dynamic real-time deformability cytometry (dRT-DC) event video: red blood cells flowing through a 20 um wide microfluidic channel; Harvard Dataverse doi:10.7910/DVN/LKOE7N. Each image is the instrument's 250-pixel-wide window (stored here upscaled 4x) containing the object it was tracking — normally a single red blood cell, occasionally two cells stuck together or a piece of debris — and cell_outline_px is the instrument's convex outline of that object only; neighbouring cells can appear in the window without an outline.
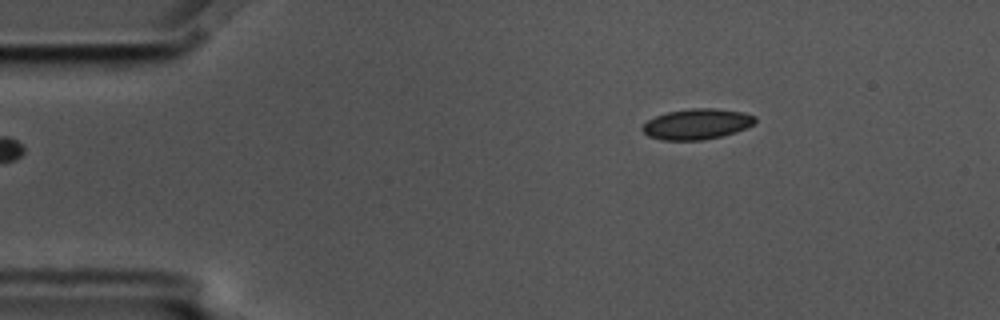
{"species": "common noctule bat (a hibernating species)", "species_latin": "Nyctalus noctula", "temperature_condition": "cold", "stored_images_in_passage": 2, "camera_frame_rate_fps": 3000, "um_per_image_px": 0.085, "animal": {"sex": "male", "body_mass_g": 17.5, "forearm_length_mm": 52.3}, "frame": {"image": 1, "passage_image": 2, "time_ms": 0.333, "image_size_px": [1000, 320], "cell_outline_px": [[756, 120], [752, 124], [736, 132], [704, 140], [660, 140], [648, 136], [640, 128], [648, 120], [656, 116], [668, 112], [692, 108], [712, 108], [744, 112], [756, 116]], "centroid_in_image_um": [59.22, 10.55], "position_along_channel_um": 25.8, "area_um2": 20.0}}